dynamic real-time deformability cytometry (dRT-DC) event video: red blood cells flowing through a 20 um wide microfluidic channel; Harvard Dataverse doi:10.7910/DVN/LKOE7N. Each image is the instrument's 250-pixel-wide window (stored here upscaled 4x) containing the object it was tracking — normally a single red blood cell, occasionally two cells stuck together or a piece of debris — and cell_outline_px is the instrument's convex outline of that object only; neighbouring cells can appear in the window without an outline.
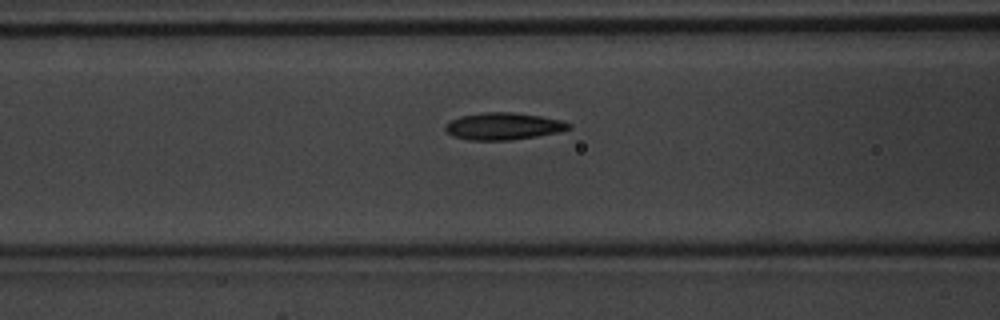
{"species": "common noctule bat (a hibernating species)", "species_latin": "Nyctalus noctula", "temperature_condition": "warm", "stored_images_in_passage": 36, "camera_frame_rate_fps": 3000, "um_per_image_px": 0.085, "animal": {"sex": "male", "body_mass_g": 20.1, "forearm_length_mm": 53.5}, "frame": {"image": 1, "passage_image": 11, "time_ms": 3.333, "image_size_px": [1000, 320], "cell_outline_px": [[572, 128], [556, 132], [536, 136], [512, 140], [468, 140], [452, 136], [444, 128], [452, 120], [460, 116], [484, 112], [512, 112], [540, 116], [560, 120], [572, 124]], "centroid_in_image_um": [42.79, 10.73], "position_along_channel_um": 123.8, "area_um2": 19.31}}
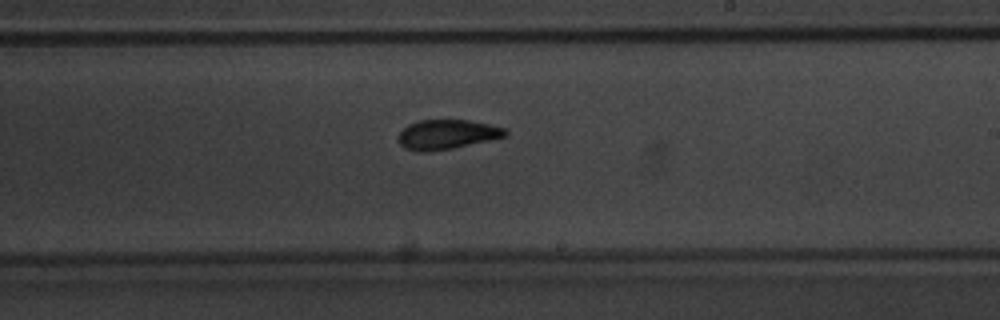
{"frame": {"image": 2, "passage_image": 20, "time_ms": 6.333, "image_size_px": [1000, 320], "cell_outline_px": [[508, 136], [452, 148], [428, 152], [416, 152], [404, 148], [396, 140], [400, 132], [408, 124], [420, 120], [468, 120], [488, 124], [504, 128], [508, 132]], "centroid_in_image_um": [37.95, 11.43], "position_along_channel_um": 251.0, "area_um2": 18.5}}
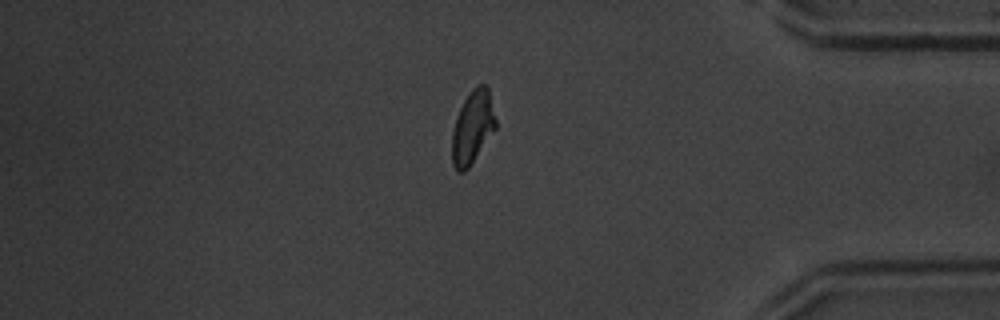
{"frame": {"image": 3, "passage_image": 32, "time_ms": 10.333, "image_size_px": [1000, 320], "cell_outline_px": [[496, 128], [468, 168], [464, 172], [456, 172], [452, 164], [452, 132], [456, 116], [464, 100], [472, 88], [476, 84], [484, 84], [488, 88], [496, 120]], "centroid_in_image_um": [40.15, 10.82], "position_along_channel_um": 395.0, "area_um2": 18.55}, "authors_computed_cell_mechanics": {"area_um2": 18.6983, "velocity_mm_per_s": 4.239, "shape_relaxation_time_tau1_ms": 3.7794, "shape_relaxation_time_tau2_ms": 1.8747, "deformation_change_tau1": 0.1698, "deformation_change_tau2": 0.0746}}